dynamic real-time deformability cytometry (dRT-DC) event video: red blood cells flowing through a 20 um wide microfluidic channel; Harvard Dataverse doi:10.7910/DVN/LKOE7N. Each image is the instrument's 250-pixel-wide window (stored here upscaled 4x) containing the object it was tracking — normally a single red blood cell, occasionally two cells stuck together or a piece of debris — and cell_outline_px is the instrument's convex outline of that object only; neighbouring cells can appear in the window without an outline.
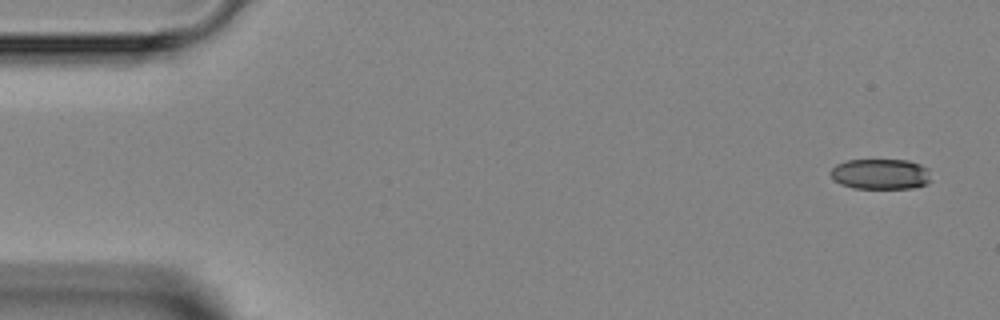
{"species": "Egyptian fruit bat (a non-hibernating species)", "species_latin": "Rousettus aegyptiacus", "temperature_condition": "room temperature", "stored_images_in_passage": 6, "camera_frame_rate_fps": 3000, "um_per_image_px": 0.085, "animal": {"sex": "female"}, "frame": {"image": 1, "passage_image": 1, "time_ms": 0.0, "image_size_px": [1000, 320], "cell_outline_px": [[932, 180], [924, 184], [912, 188], [852, 188], [840, 184], [832, 176], [832, 168], [836, 164], [848, 160], [908, 160], [920, 164], [928, 168]], "centroid_in_image_um": [74.88, 14.79], "position_along_channel_um": 10.1, "area_um2": 17.8}}
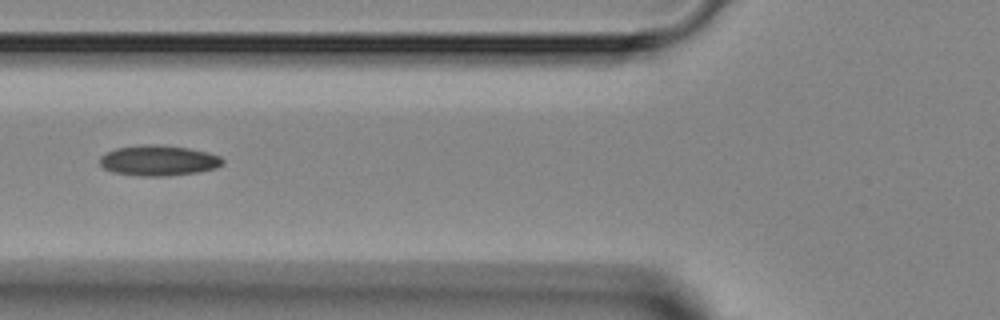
{"frame": {"image": 2, "passage_image": 5, "time_ms": 5.333, "image_size_px": [1000, 320], "cell_outline_px": [[224, 164], [216, 168], [196, 172], [168, 176], [140, 176], [112, 172], [104, 168], [100, 164], [100, 156], [104, 152], [116, 148], [144, 144], [160, 144], [188, 148], [208, 152], [220, 156], [224, 160]], "centroid_in_image_um": [13.46, 13.63], "position_along_channel_um": 112.3, "area_um2": 22.02}}
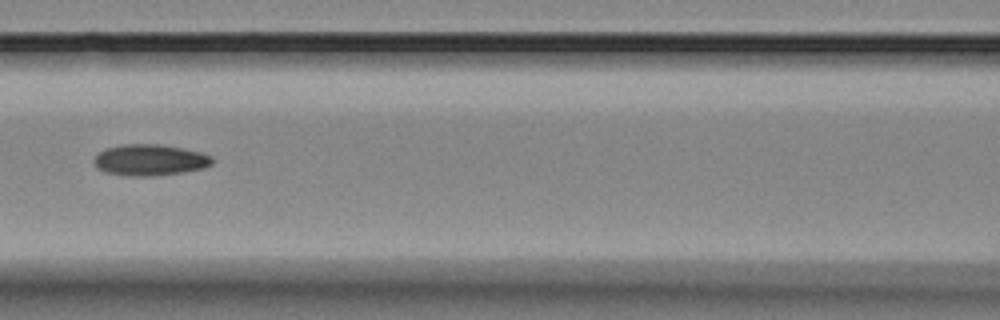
{"frame": {"image": 3, "passage_image": 6, "time_ms": 6.333, "image_size_px": [1000, 320], "cell_outline_px": [[212, 164], [204, 168], [180, 172], [152, 176], [124, 176], [104, 172], [96, 168], [92, 160], [104, 148], [120, 144], [160, 144], [184, 148], [200, 152], [212, 156]], "centroid_in_image_um": [12.69, 13.59], "position_along_channel_um": 153.9, "area_um2": 21.73}}